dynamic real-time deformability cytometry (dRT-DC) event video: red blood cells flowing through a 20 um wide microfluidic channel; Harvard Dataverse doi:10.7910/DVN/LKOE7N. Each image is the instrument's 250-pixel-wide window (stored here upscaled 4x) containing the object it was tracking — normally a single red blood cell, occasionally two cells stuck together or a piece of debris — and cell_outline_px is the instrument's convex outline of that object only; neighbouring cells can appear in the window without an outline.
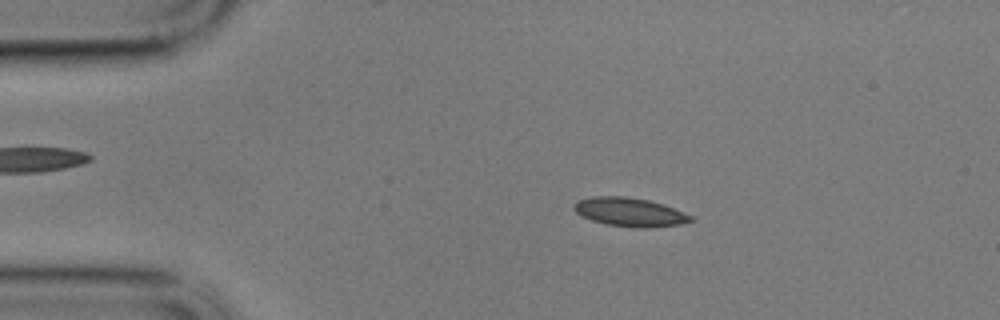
{"species": "common noctule bat (a hibernating species)", "species_latin": "Nyctalus noctula", "temperature_condition": "cold", "stored_images_in_passage": 55, "camera_frame_rate_fps": 3000, "um_per_image_px": 0.085, "animal": {"sex": "male", "body_mass_g": 17.9}, "frame": {"image": 1, "passage_image": 8, "time_ms": 2.333, "image_size_px": [1000, 320], "cell_outline_px": [[692, 220], [680, 224], [644, 228], [636, 228], [608, 224], [592, 220], [576, 212], [572, 208], [580, 200], [592, 196], [624, 196], [648, 200], [664, 204], [692, 216]], "centroid_in_image_um": [53.53, 18.02], "position_along_channel_um": 31.5, "area_um2": 19.19}}
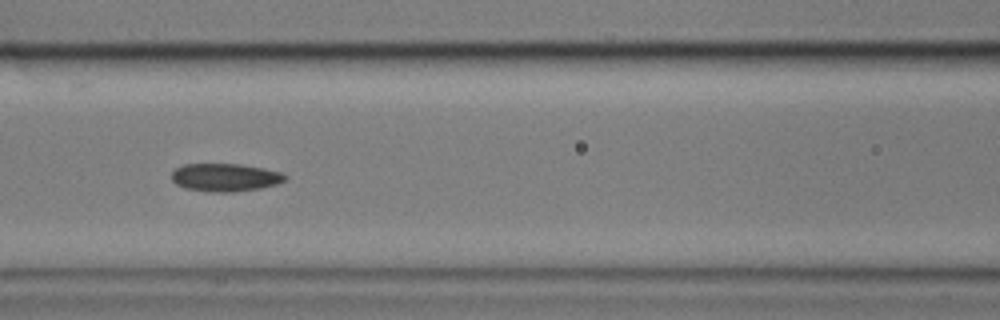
{"frame": {"image": 2, "passage_image": 22, "time_ms": 7.0, "image_size_px": [1000, 320], "cell_outline_px": [[288, 176], [284, 180], [276, 184], [260, 188], [232, 192], [212, 192], [184, 188], [176, 184], [172, 180], [172, 172], [176, 168], [184, 164], [240, 164], [264, 168], [280, 172]], "centroid_in_image_um": [19.12, 15.08], "position_along_channel_um": 147.5, "area_um2": 18.44}}
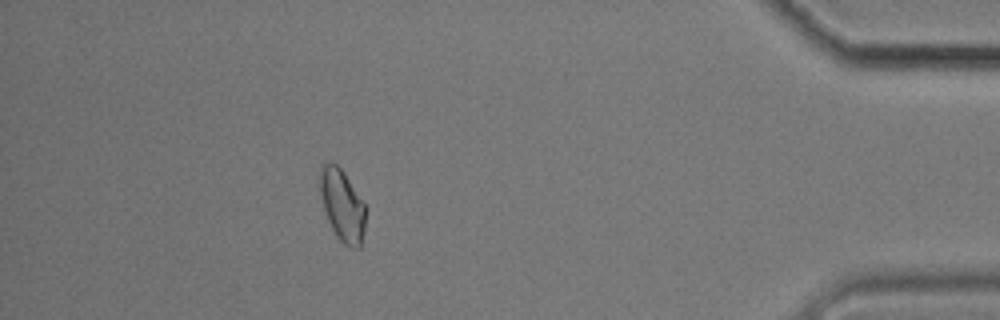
{"frame": {"image": 3, "passage_image": 49, "time_ms": 16.0, "image_size_px": [1000, 320], "cell_outline_px": [[364, 232], [360, 248], [352, 248], [344, 244], [336, 236], [324, 212], [316, 180], [320, 164], [324, 160], [328, 160], [336, 164], [344, 172], [364, 204]], "centroid_in_image_um": [29.0, 17.36], "position_along_channel_um": 406.2, "area_um2": 19.59}, "authors_computed_cell_mechanics": {"area_um2": 18.4382, "velocity_mm_per_s": 3.425, "shape_relaxation_time_tau1_ms": 5.4282, "shape_relaxation_time_tau2_ms": 4.1057, "deformation_change_tau1": 0.1229, "deformation_change_tau2": 0.0903}}